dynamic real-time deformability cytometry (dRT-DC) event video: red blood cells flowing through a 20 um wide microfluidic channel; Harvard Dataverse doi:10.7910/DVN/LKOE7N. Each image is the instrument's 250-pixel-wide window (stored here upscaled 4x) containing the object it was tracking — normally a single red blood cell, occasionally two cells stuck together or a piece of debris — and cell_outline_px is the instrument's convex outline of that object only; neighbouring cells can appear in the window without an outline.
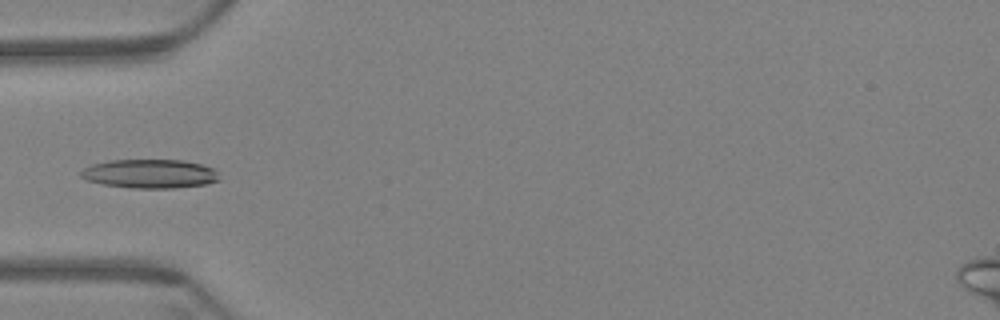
{"species": "Egyptian fruit bat (a non-hibernating species)", "species_latin": "Rousettus aegyptiacus", "temperature_condition": "warm", "stored_images_in_passage": 27, "camera_frame_rate_fps": 3000, "um_per_image_px": 0.085, "animal": {"sex": "female"}, "frame": {"image": 1, "passage_image": 1, "time_ms": 0.0, "image_size_px": [1000, 320], "cell_outline_px": [[220, 180], [204, 184], [176, 188], [128, 188], [104, 184], [88, 180], [80, 176], [80, 172], [84, 168], [92, 164], [112, 160], [184, 160], [200, 164], [212, 168], [220, 172]], "centroid_in_image_um": [12.77, 14.77], "position_along_channel_um": 72.2, "area_um2": 23.35}}